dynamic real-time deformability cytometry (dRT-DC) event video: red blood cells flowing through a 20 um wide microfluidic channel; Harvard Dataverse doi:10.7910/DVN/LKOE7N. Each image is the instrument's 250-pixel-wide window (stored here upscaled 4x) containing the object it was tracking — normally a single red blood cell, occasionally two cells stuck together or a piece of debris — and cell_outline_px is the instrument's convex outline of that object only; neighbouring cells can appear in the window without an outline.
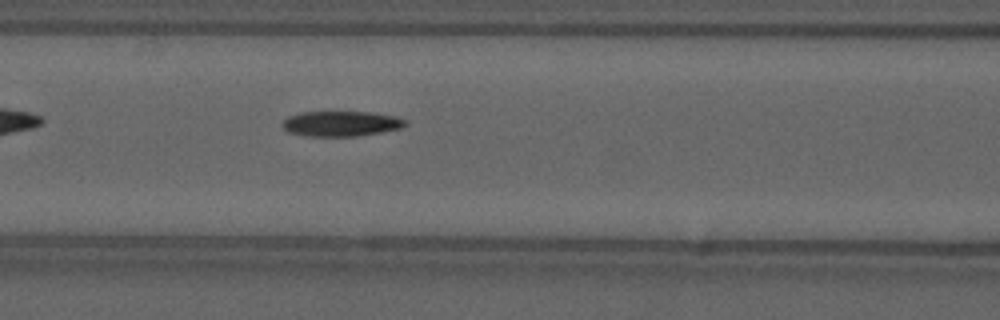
{"species": "common noctule bat (a hibernating species)", "species_latin": "Nyctalus noctula", "temperature_condition": "cold", "stored_images_in_passage": 38, "camera_frame_rate_fps": 3000, "um_per_image_px": 0.085, "animal": {"sex": "male", "forearm_length_mm": 52.5}, "frame": {"image": 1, "passage_image": 6, "time_ms": 1.667, "image_size_px": [1000, 320], "cell_outline_px": [[408, 124], [400, 128], [380, 132], [356, 136], [308, 136], [288, 132], [280, 124], [288, 116], [300, 112], [372, 112], [392, 116], [408, 120]], "centroid_in_image_um": [28.97, 10.51], "position_along_channel_um": 137.6, "area_um2": 18.03}}